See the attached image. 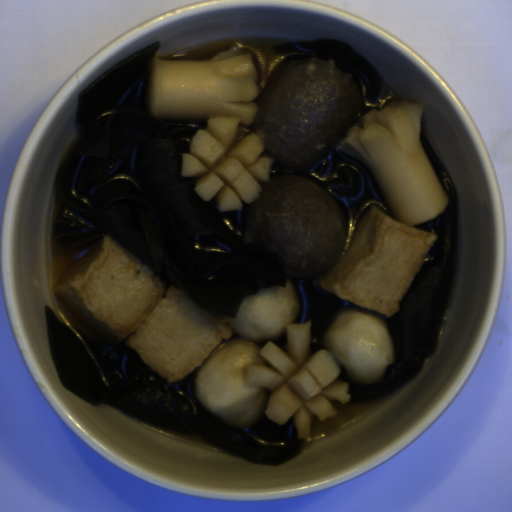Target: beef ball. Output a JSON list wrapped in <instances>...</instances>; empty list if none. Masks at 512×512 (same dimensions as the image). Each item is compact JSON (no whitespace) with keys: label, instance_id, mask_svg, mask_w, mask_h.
Wrapping results in <instances>:
<instances>
[{"label":"beef ball","instance_id":"c3f7d807","mask_svg":"<svg viewBox=\"0 0 512 512\" xmlns=\"http://www.w3.org/2000/svg\"><path fill=\"white\" fill-rule=\"evenodd\" d=\"M252 101L257 113L250 131L279 170L247 206L241 240L280 255L285 276L319 279L346 252L349 221L344 206L300 171L360 125L366 100L334 60L309 58L282 66Z\"/></svg>","mask_w":512,"mask_h":512}]
</instances>
